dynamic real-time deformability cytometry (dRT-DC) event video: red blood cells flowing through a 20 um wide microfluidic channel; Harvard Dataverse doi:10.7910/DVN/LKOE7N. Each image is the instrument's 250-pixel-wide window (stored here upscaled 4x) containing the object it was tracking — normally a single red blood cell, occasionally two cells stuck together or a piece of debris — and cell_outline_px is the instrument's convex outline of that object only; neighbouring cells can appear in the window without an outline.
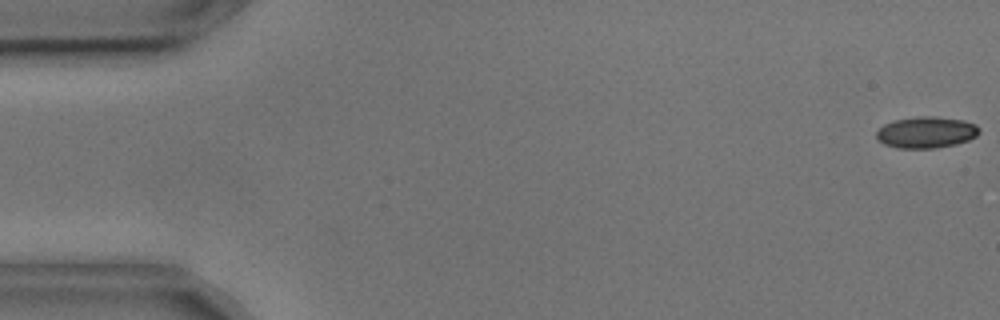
{"species": "common noctule bat (a hibernating species)", "species_latin": "Nyctalus noctula", "temperature_condition": "cold", "stored_images_in_passage": 15, "camera_frame_rate_fps": 3000, "um_per_image_px": 0.085, "animal": {"sex": "male", "body_mass_g": 17.9, "forearm_length_mm": 54.2}, "frame": {"image": 1, "passage_image": 1, "time_ms": 0.0, "image_size_px": [1000, 320], "cell_outline_px": [[980, 132], [976, 136], [968, 140], [956, 144], [936, 148], [896, 148], [884, 144], [876, 140], [876, 132], [884, 124], [896, 120], [916, 116], [936, 116], [964, 120], [976, 124], [980, 128]], "centroid_in_image_um": [78.73, 11.25], "position_along_channel_um": 6.3, "area_um2": 19.02}}
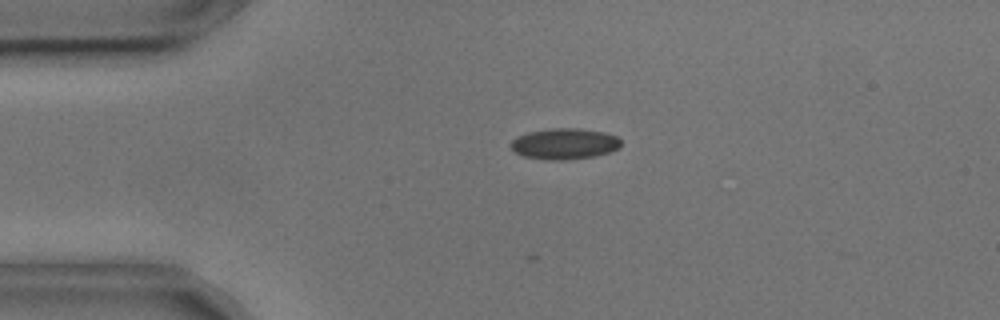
{"frame": {"image": 2, "passage_image": 12, "time_ms": 3.667, "image_size_px": [1000, 320], "cell_outline_px": [[620, 148], [612, 152], [596, 156], [564, 160], [548, 160], [524, 156], [516, 152], [512, 148], [512, 140], [528, 132], [552, 128], [580, 128], [604, 132], [616, 136], [620, 140]], "centroid_in_image_um": [48.04, 12.22], "position_along_channel_um": 37.0, "area_um2": 19.83}}